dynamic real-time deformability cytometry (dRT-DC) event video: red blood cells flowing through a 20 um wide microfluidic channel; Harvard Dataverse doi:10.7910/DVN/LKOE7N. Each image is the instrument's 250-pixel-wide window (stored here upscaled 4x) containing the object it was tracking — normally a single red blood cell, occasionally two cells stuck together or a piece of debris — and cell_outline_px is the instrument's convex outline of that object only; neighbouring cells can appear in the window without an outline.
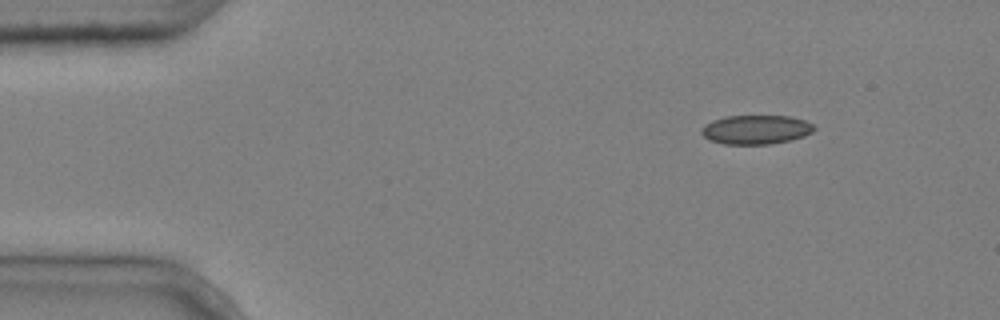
{"species": "common noctule bat (a hibernating species)", "species_latin": "Nyctalus noctula", "temperature_condition": "cold", "stored_images_in_passage": 4, "camera_frame_rate_fps": 3000, "um_per_image_px": 0.085, "animal": {"sex": "male", "body_mass_g": 20.4}, "frame": {"image": 1, "passage_image": 1, "time_ms": 0.0, "image_size_px": [1000, 320], "cell_outline_px": [[816, 128], [812, 132], [804, 136], [792, 140], [768, 144], [724, 144], [708, 140], [700, 132], [700, 128], [704, 124], [712, 120], [724, 116], [788, 116], [804, 120], [812, 124]], "centroid_in_image_um": [64.22, 11.02], "position_along_channel_um": 20.8, "area_um2": 19.25}}
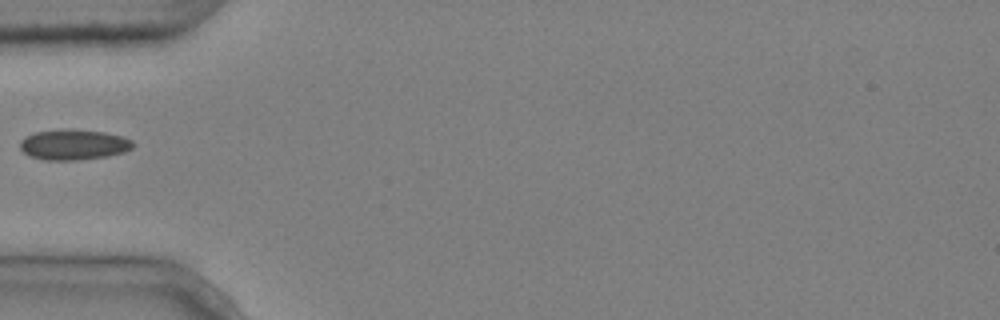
{"frame": {"image": 2, "passage_image": 4, "time_ms": 1.0, "image_size_px": [1000, 320], "cell_outline_px": [[132, 148], [124, 152], [108, 156], [76, 160], [44, 160], [28, 156], [20, 148], [20, 140], [36, 132], [68, 128], [72, 128], [104, 132], [120, 136], [132, 140]], "centroid_in_image_um": [6.24, 12.29], "position_along_channel_um": 78.8, "area_um2": 20.06}}